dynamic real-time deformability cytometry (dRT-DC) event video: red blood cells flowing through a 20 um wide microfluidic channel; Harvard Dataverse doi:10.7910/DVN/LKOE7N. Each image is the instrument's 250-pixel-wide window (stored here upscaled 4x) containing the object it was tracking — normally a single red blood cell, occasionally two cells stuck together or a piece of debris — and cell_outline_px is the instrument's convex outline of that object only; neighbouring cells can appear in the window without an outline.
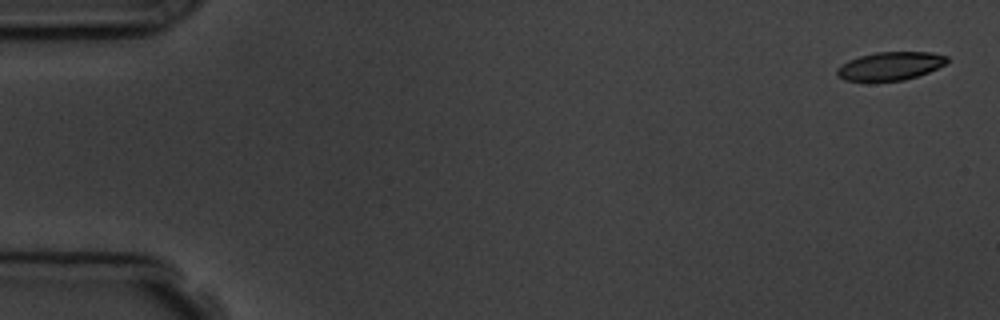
{"species": "common noctule bat (a hibernating species)", "species_latin": "Nyctalus noctula", "temperature_condition": "room temperature", "stored_images_in_passage": 4, "camera_frame_rate_fps": 3000, "um_per_image_px": 0.085, "animal": {"sex": "male", "body_mass_g": 19.5, "forearm_length_mm": 54.6}, "frame": {"image": 1, "passage_image": 1, "time_ms": 0.0, "image_size_px": [1000, 320], "cell_outline_px": [[948, 60], [944, 64], [928, 72], [904, 80], [844, 80], [836, 76], [836, 68], [848, 60], [860, 56], [876, 52], [932, 52], [948, 56]], "centroid_in_image_um": [75.65, 5.6], "position_along_channel_um": 9.4, "area_um2": 17.92}}